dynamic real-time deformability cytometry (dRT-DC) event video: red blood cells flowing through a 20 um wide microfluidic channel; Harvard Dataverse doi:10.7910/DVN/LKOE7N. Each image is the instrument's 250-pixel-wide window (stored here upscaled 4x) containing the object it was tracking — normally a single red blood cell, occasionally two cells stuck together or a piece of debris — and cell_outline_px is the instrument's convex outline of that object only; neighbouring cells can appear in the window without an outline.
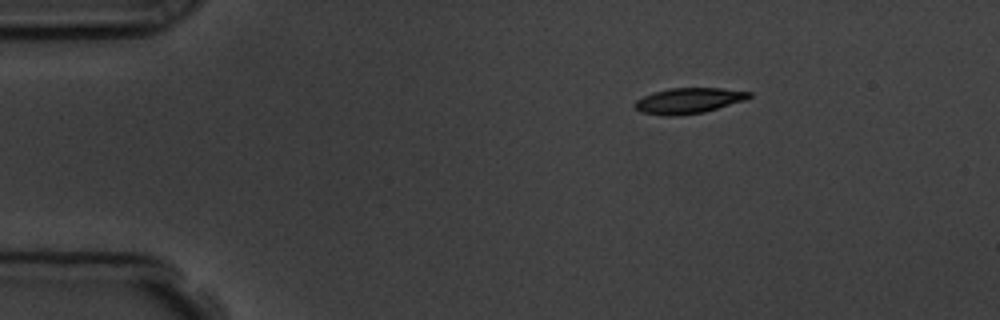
{"species": "common noctule bat (a hibernating species)", "species_latin": "Nyctalus noctula", "temperature_condition": "room temperature", "stored_images_in_passage": 3, "camera_frame_rate_fps": 3000, "um_per_image_px": 0.085, "animal": {"sex": "male", "body_mass_g": 19.5, "forearm_length_mm": 54.6}, "frame": {"image": 1, "passage_image": 1, "time_ms": 0.0, "image_size_px": [1000, 320], "cell_outline_px": [[752, 96], [744, 100], [704, 112], [676, 116], [664, 116], [640, 112], [632, 104], [636, 100], [644, 96], [668, 88], [720, 88], [752, 92]], "centroid_in_image_um": [58.5, 8.56], "position_along_channel_um": 26.5, "area_um2": 16.99}}